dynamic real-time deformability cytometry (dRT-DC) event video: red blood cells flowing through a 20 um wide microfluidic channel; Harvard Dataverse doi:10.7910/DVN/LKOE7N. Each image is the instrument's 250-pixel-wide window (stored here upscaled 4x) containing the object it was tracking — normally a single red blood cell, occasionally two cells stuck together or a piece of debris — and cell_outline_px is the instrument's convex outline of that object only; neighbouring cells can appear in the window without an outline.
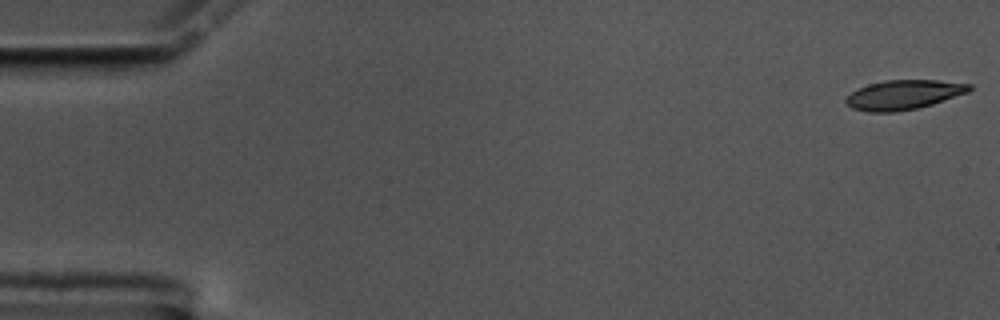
{"species": "common noctule bat (a hibernating species)", "species_latin": "Nyctalus noctula", "temperature_condition": "cold", "stored_images_in_passage": 58, "camera_frame_rate_fps": 3000, "um_per_image_px": 0.085, "animal": {"sex": "male", "body_mass_g": 17.5, "forearm_length_mm": 52.3}, "frame": {"image": 1, "passage_image": 1, "time_ms": 0.0, "image_size_px": [1000, 320], "cell_outline_px": [[972, 88], [968, 92], [920, 108], [896, 112], [868, 112], [852, 108], [844, 100], [852, 92], [868, 84], [884, 80], [936, 80], [972, 84]], "centroid_in_image_um": [76.82, 8.06], "position_along_channel_um": 8.2, "area_um2": 21.15}}
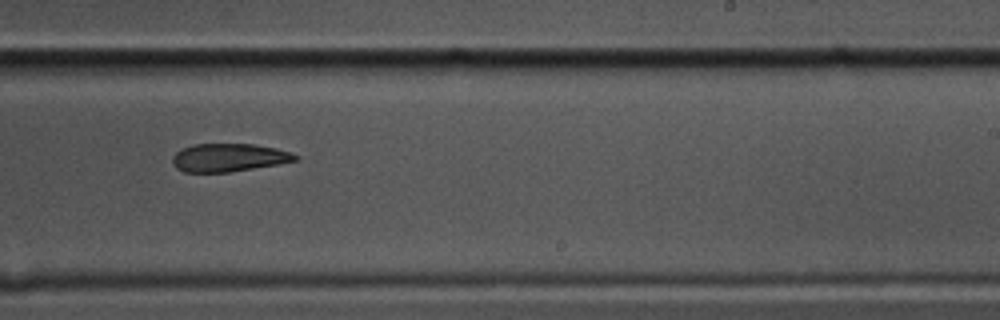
{"frame": {"image": 2, "passage_image": 35, "time_ms": 11.333, "image_size_px": [1000, 320], "cell_outline_px": [[300, 160], [228, 172], [184, 172], [176, 168], [172, 164], [172, 156], [180, 148], [192, 144], [256, 144], [276, 148], [292, 152], [300, 156]], "centroid_in_image_um": [19.44, 13.38], "position_along_channel_um": 269.6, "area_um2": 20.29}}
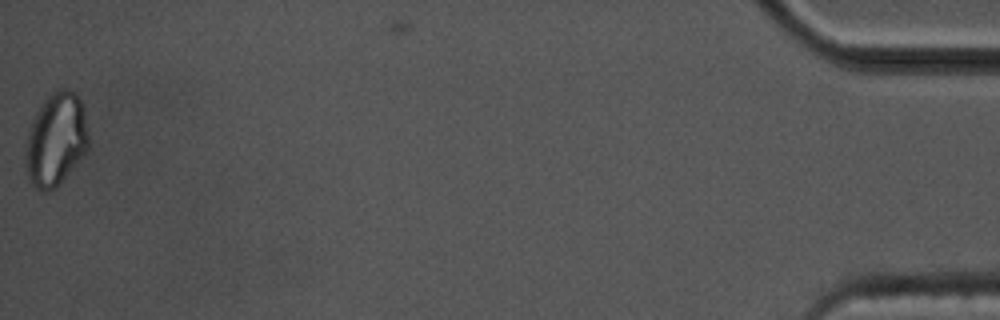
{"frame": {"image": 3, "passage_image": 57, "time_ms": 18.667, "image_size_px": [1000, 320], "cell_outline_px": [[88, 148], [56, 188], [48, 192], [40, 192], [28, 180], [24, 164], [24, 160], [28, 132], [32, 120], [36, 112], [44, 100], [56, 88], [68, 88], [76, 92], [84, 104], [88, 136]], "centroid_in_image_um": [4.74, 11.84], "position_along_channel_um": 430.5, "area_um2": 34.56}}